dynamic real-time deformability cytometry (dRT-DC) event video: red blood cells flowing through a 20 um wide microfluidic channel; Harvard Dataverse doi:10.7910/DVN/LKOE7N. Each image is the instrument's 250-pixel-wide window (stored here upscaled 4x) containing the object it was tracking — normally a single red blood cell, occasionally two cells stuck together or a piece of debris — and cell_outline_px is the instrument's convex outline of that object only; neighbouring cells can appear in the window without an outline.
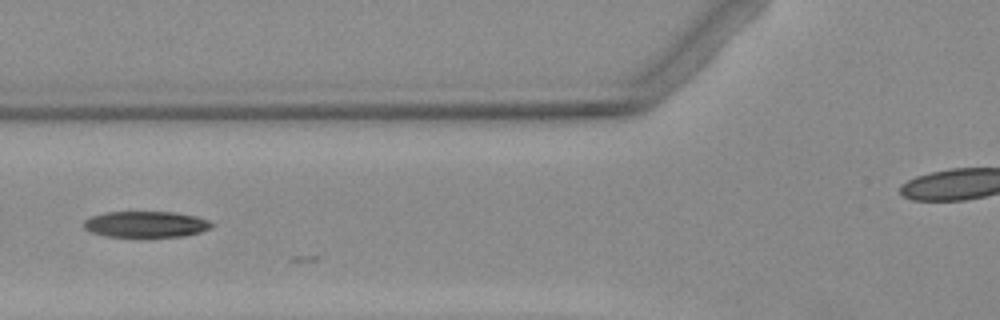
{"species": "Egyptian fruit bat (a non-hibernating species)", "species_latin": "Rousettus aegyptiacus", "temperature_condition": "warm", "stored_images_in_passage": 6, "camera_frame_rate_fps": 3000, "um_per_image_px": 0.085, "animal": {"sex": "female"}, "frame": {"image": 1, "passage_image": 5, "time_ms": 5.667, "image_size_px": [1000, 320], "cell_outline_px": [[212, 228], [200, 232], [184, 236], [148, 240], [104, 236], [88, 232], [84, 228], [84, 220], [92, 216], [104, 212], [176, 212], [196, 216], [208, 220], [212, 224]], "centroid_in_image_um": [12.38, 19.12], "position_along_channel_um": 113.4, "area_um2": 20.58}}